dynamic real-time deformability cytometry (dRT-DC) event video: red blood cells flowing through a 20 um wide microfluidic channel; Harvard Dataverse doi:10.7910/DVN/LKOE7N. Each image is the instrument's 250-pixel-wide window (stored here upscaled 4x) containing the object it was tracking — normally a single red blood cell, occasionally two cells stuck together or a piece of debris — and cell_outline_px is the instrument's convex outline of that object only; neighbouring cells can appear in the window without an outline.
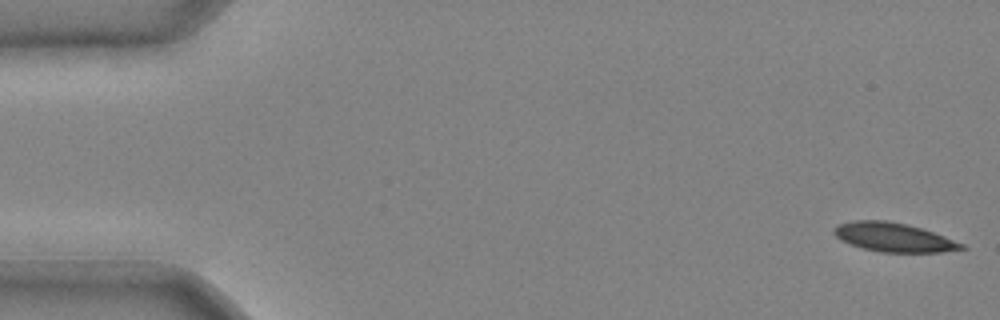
{"species": "common noctule bat (a hibernating species)", "species_latin": "Nyctalus noctula", "temperature_condition": "cold", "stored_images_in_passage": 42, "camera_frame_rate_fps": 3000, "um_per_image_px": 0.085, "animal": {"sex": "male", "body_mass_g": 20.4}, "frame": {"image": 1, "passage_image": 1, "time_ms": 0.0, "image_size_px": [1000, 320], "cell_outline_px": [[968, 248], [940, 252], [880, 252], [864, 248], [840, 240], [832, 232], [832, 228], [836, 224], [852, 220], [888, 220], [920, 228], [944, 236], [964, 244]], "centroid_in_image_um": [75.91, 20.16], "position_along_channel_um": 9.1, "area_um2": 21.44}}
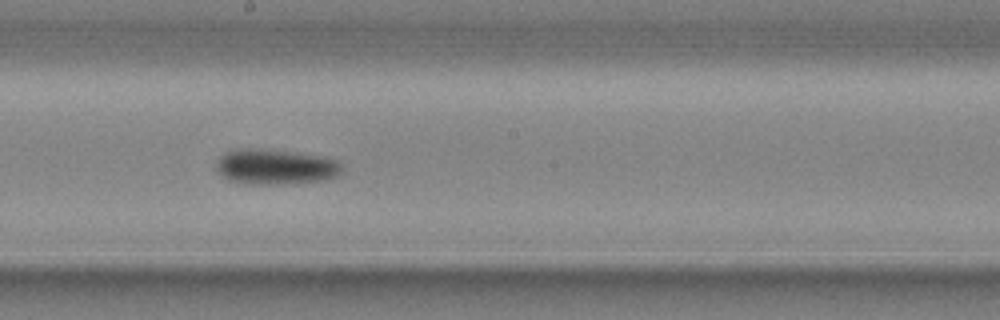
{"frame": {"image": 2, "passage_image": 24, "time_ms": 7.667, "image_size_px": [1000, 320], "cell_outline_px": [[340, 172], [336, 176], [324, 180], [284, 184], [248, 184], [228, 180], [216, 168], [216, 160], [224, 152], [240, 148], [260, 148], [324, 156], [336, 160], [340, 164]], "centroid_in_image_um": [23.37, 14.17], "position_along_channel_um": 224.8, "area_um2": 25.89}}
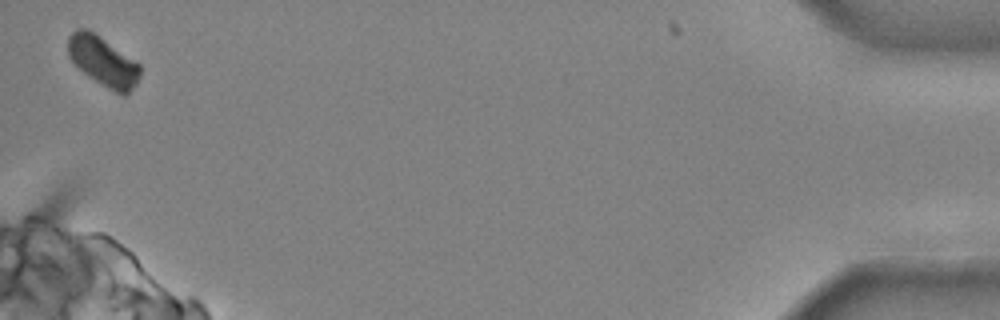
{"frame": {"image": 3, "passage_image": 42, "time_ms": 13.667, "image_size_px": [1000, 320], "cell_outline_px": [[140, 76], [136, 84], [124, 96], [108, 88], [88, 76], [68, 56], [68, 36], [76, 28], [84, 28], [100, 36], [140, 64]], "centroid_in_image_um": [8.76, 5.2], "position_along_channel_um": 426.4, "area_um2": 20.52}}